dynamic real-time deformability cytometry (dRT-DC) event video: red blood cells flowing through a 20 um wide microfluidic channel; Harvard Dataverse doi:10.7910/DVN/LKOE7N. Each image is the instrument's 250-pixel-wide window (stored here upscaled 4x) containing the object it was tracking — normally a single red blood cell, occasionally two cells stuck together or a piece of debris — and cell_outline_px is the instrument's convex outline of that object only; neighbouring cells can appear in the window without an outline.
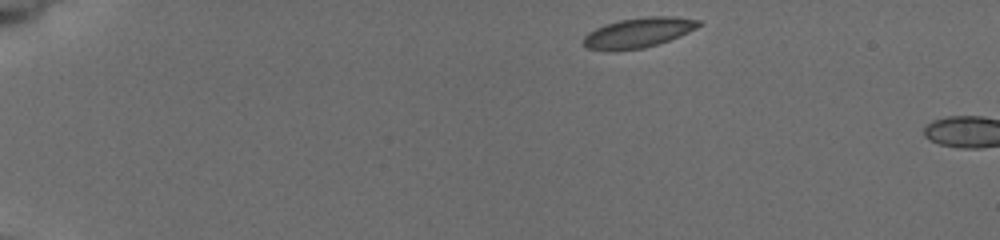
{"species": "common noctule bat (a hibernating species)", "species_latin": "Nyctalus noctula", "temperature_condition": "cold", "stored_images_in_passage": 3, "camera_frame_rate_fps": 3000, "um_per_image_px": 0.085, "animal": {"sex": "female", "body_mass_g": 19.5, "forearm_length_mm": 54.1}, "frame": {"image": 1, "passage_image": 1, "time_ms": 0.0, "image_size_px": [1000, 240], "cell_outline_px": [[704, 24], [680, 36], [644, 48], [612, 52], [588, 48], [584, 44], [584, 36], [588, 32], [604, 24], [620, 20], [644, 16], [676, 16], [700, 20]], "centroid_in_image_um": [54.27, 2.77], "position_along_channel_um": 30.7, "area_um2": 20.35}}